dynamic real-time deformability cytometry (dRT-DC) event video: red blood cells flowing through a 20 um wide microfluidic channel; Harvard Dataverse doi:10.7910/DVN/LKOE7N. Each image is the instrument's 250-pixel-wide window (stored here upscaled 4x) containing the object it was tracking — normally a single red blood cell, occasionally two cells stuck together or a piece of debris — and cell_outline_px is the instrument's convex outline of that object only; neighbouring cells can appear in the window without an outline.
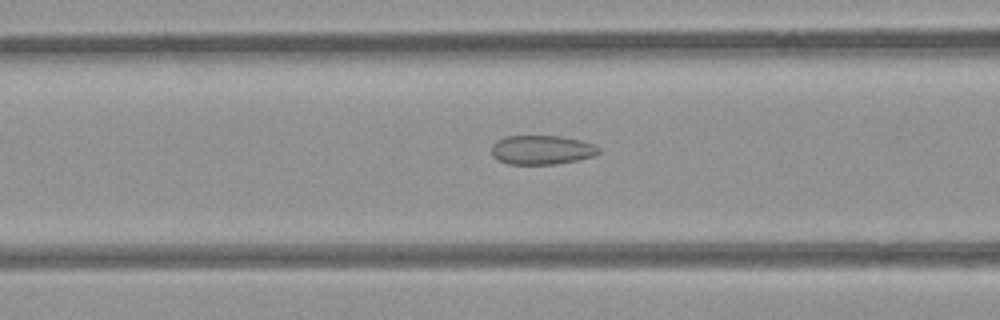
{"species": "common noctule bat (a hibernating species)", "species_latin": "Nyctalus noctula", "temperature_condition": "room temperature", "stored_images_in_passage": 35, "camera_frame_rate_fps": 3000, "um_per_image_px": 0.085, "animal": {"sex": "female", "body_mass_g": 21.9}, "frame": {"image": 1, "passage_image": 5, "time_ms": 1.333, "image_size_px": [1000, 320], "cell_outline_px": [[600, 152], [592, 156], [576, 160], [556, 164], [508, 164], [492, 156], [492, 144], [496, 140], [504, 136], [560, 136], [580, 140], [592, 144], [600, 148]], "centroid_in_image_um": [46.02, 12.73], "position_along_channel_um": 120.6, "area_um2": 18.15}}
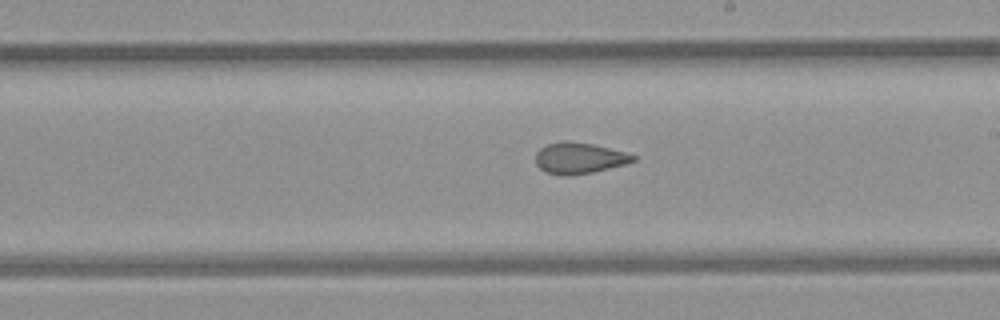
{"frame": {"image": 2, "passage_image": 14, "time_ms": 4.333, "image_size_px": [1000, 320], "cell_outline_px": [[636, 160], [624, 164], [592, 172], [572, 176], [560, 176], [544, 172], [536, 164], [536, 152], [540, 148], [548, 144], [560, 140], [564, 140], [592, 144], [624, 152], [636, 156]], "centroid_in_image_um": [49.17, 13.45], "position_along_channel_um": 239.8, "area_um2": 17.69}}
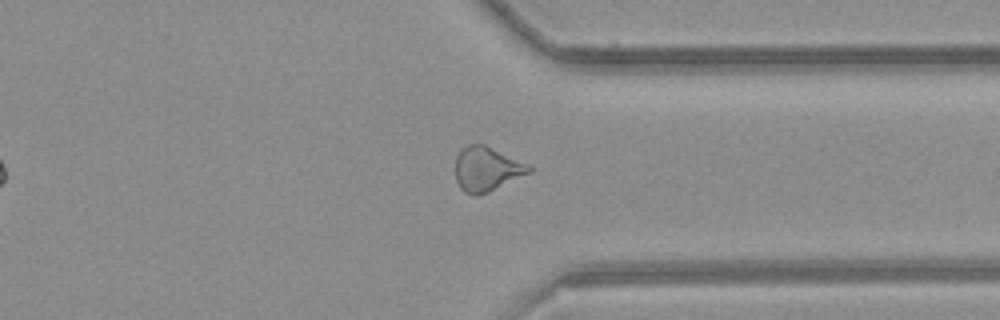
{"frame": {"image": 3, "passage_image": 24, "time_ms": 7.667, "image_size_px": [1000, 320], "cell_outline_px": [[532, 172], [488, 192], [476, 196], [472, 196], [464, 192], [460, 188], [456, 180], [456, 156], [460, 148], [468, 144], [484, 144], [532, 164]], "centroid_in_image_um": [41.4, 14.35], "position_along_channel_um": 370.0, "area_um2": 19.48}, "authors_computed_cell_mechanics": {"area_um2": 18.2648, "velocity_mm_per_s": 3.9624, "shape_relaxation_time_tau1_ms": null, "shape_relaxation_time_tau2_ms": 2.2018, "deformation_change_tau1": null, "deformation_change_tau2": 0.0821}}